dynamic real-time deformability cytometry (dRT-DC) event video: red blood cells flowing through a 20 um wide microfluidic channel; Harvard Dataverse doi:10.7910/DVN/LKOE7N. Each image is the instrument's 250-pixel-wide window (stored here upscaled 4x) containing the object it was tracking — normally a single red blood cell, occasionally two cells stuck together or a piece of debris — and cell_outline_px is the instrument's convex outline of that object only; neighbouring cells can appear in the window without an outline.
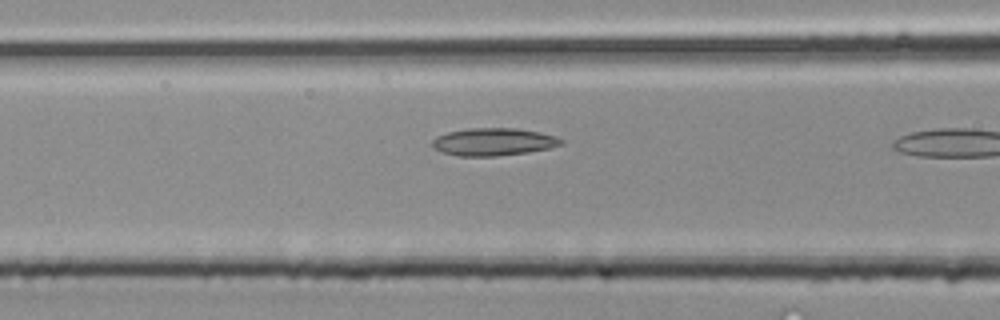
{"species": "common noctule bat (a hibernating species)", "species_latin": "Nyctalus noctula", "temperature_condition": "room temperature", "stored_images_in_passage": 10, "camera_frame_rate_fps": 3000, "um_per_image_px": 0.085, "animal": {"sex": "male", "body_mass_g": 20.4}, "frame": {"image": 1, "passage_image": 9, "time_ms": 2.667, "image_size_px": [1000, 320], "cell_outline_px": [[564, 144], [552, 148], [528, 152], [496, 156], [460, 156], [444, 152], [436, 148], [432, 144], [432, 140], [436, 136], [448, 132], [468, 128], [516, 128], [540, 132], [556, 136], [564, 140]], "centroid_in_image_um": [42.01, 12.05], "position_along_channel_um": 124.6, "area_um2": 20.75}}